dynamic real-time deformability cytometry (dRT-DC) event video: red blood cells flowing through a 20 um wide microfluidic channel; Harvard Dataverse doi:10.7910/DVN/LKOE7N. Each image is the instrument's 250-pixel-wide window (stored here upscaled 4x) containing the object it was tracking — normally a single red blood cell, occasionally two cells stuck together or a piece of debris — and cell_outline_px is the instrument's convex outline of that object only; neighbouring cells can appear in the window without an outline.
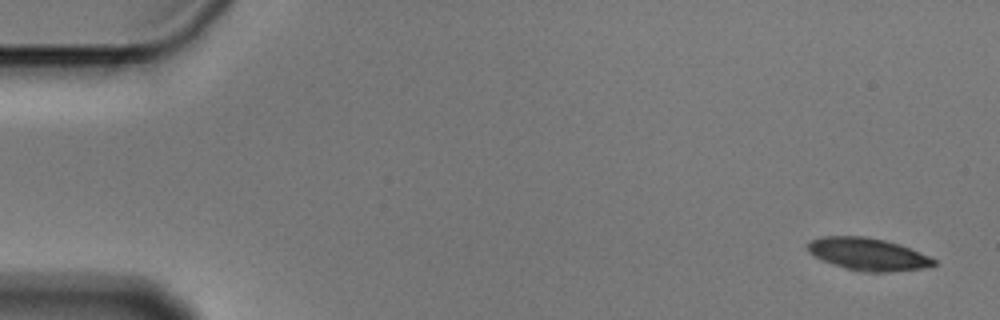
{"species": "Egyptian fruit bat (a non-hibernating species)", "species_latin": "Rousettus aegyptiacus", "temperature_condition": "cold", "stored_images_in_passage": 4, "camera_frame_rate_fps": 3000, "um_per_image_px": 0.085, "animal": {"sex": "male"}, "frame": {"image": 1, "passage_image": 1, "time_ms": 0.0, "image_size_px": [1000, 320], "cell_outline_px": [[936, 264], [920, 268], [888, 272], [872, 272], [844, 268], [832, 264], [812, 256], [808, 252], [808, 244], [812, 240], [820, 236], [864, 236], [884, 240], [900, 244], [928, 256], [936, 260]], "centroid_in_image_um": [73.72, 21.59], "position_along_channel_um": 11.3, "area_um2": 23.58}}
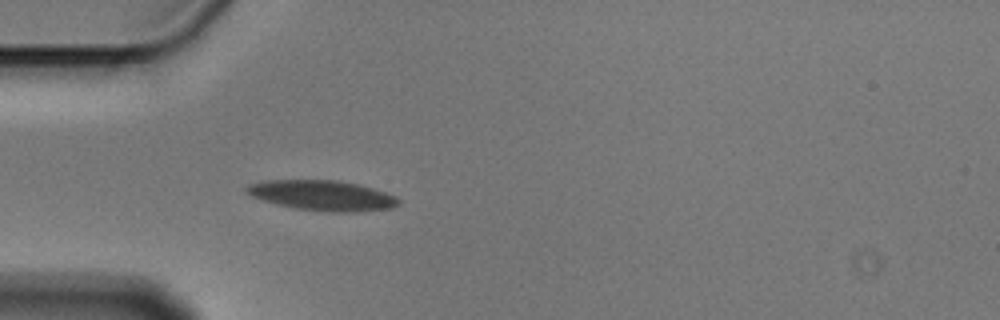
{"frame": {"image": 2, "passage_image": 4, "time_ms": 1.0, "image_size_px": [1000, 320], "cell_outline_px": [[400, 204], [392, 208], [356, 212], [332, 212], [296, 208], [276, 204], [252, 196], [244, 192], [244, 188], [248, 184], [264, 180], [340, 180], [372, 188], [396, 196], [400, 200]], "centroid_in_image_um": [27.39, 16.61], "position_along_channel_um": 57.6, "area_um2": 26.76}}